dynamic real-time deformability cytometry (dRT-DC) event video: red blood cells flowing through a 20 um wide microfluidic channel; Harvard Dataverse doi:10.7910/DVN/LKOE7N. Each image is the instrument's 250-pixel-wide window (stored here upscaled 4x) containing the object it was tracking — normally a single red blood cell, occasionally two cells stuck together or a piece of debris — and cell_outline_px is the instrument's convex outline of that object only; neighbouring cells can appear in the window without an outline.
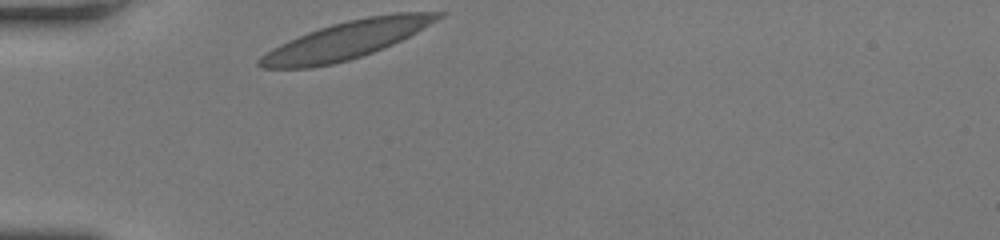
{"species": "human", "species_latin": "Homo sapiens", "temperature_condition": "room temperature", "stored_images_in_passage": 28, "camera_frame_rate_fps": 3000, "um_per_image_px": 0.085, "donor": {"sex": "female"}, "frame": {"image": 1, "passage_image": 1, "time_ms": 0.0, "image_size_px": [1000, 240], "cell_outline_px": [[448, 12], [444, 16], [416, 32], [392, 44], [372, 52], [348, 60], [332, 64], [312, 68], [260, 68], [256, 64], [256, 60], [260, 56], [272, 48], [288, 40], [308, 32], [332, 24], [348, 20], [368, 16], [396, 12]], "centroid_in_image_um": [29.4, 3.41], "position_along_channel_um": 55.6, "area_um2": 38.84}}
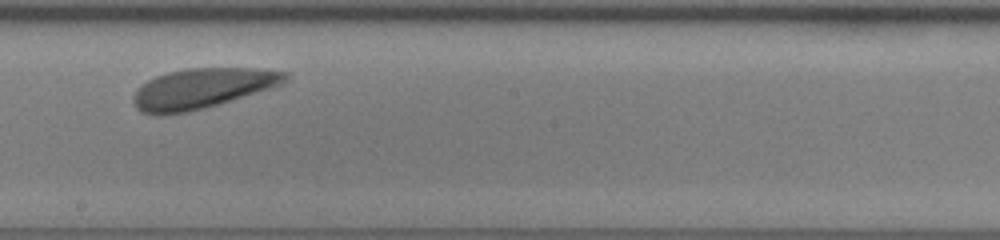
{"frame": {"image": 2, "passage_image": 16, "time_ms": 5.0, "image_size_px": [1000, 240], "cell_outline_px": [[292, 76], [284, 84], [272, 88], [204, 108], [188, 112], [156, 116], [140, 112], [136, 108], [132, 100], [132, 96], [148, 80], [156, 76], [168, 72], [184, 68], [252, 68], [288, 72]], "centroid_in_image_um": [17.21, 7.52], "position_along_channel_um": 231.0, "area_um2": 35.72}}
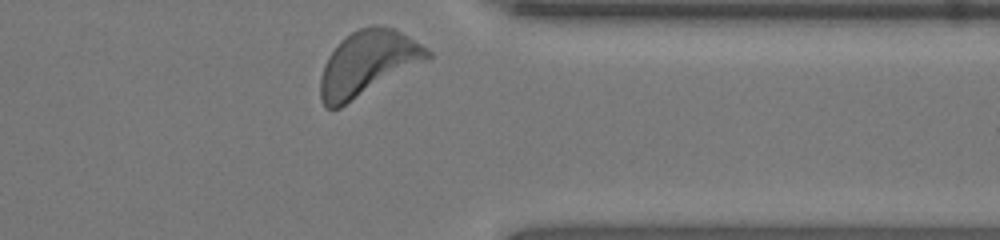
{"frame": {"image": 3, "passage_image": 28, "time_ms": 9.0, "image_size_px": [1000, 240], "cell_outline_px": [[432, 56], [340, 108], [324, 108], [320, 100], [320, 76], [324, 64], [328, 56], [352, 32], [360, 28], [372, 24], [392, 28], [408, 36], [428, 48], [432, 52]], "centroid_in_image_um": [31.22, 5.4], "position_along_channel_um": 380.2, "area_um2": 39.65}, "authors_computed_cell_mechanics": {"area_um2": 36.3562, "velocity_mm_per_s": 3.8146, "shape_relaxation_time_tau1_ms": 2.1273, "shape_relaxation_time_tau2_ms": 10.7362, "deformation_change_tau1": 0.0994, "deformation_change_tau2": 0.1649}}